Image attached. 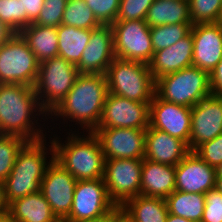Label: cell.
<instances>
[{"label": "cell", "mask_w": 222, "mask_h": 222, "mask_svg": "<svg viewBox=\"0 0 222 222\" xmlns=\"http://www.w3.org/2000/svg\"><path fill=\"white\" fill-rule=\"evenodd\" d=\"M107 94L108 86L105 74H79L69 93L48 115V119H51V122L48 121V125L53 123L48 126V128L51 127L48 131L52 130L57 133L56 129L59 128L60 131L62 130V134H65V131L73 132V130L74 132H79V130L80 132H93L100 122ZM56 121L60 122L59 125L55 123ZM53 129L55 130L53 131Z\"/></svg>", "instance_id": "obj_1"}, {"label": "cell", "mask_w": 222, "mask_h": 222, "mask_svg": "<svg viewBox=\"0 0 222 222\" xmlns=\"http://www.w3.org/2000/svg\"><path fill=\"white\" fill-rule=\"evenodd\" d=\"M47 121L48 114L41 108L34 87L0 84L1 135L19 136L28 142L38 141L49 137Z\"/></svg>", "instance_id": "obj_2"}, {"label": "cell", "mask_w": 222, "mask_h": 222, "mask_svg": "<svg viewBox=\"0 0 222 222\" xmlns=\"http://www.w3.org/2000/svg\"><path fill=\"white\" fill-rule=\"evenodd\" d=\"M49 133L55 160L77 181L103 178L105 159L100 141L93 132H65L66 136L61 132L59 136L56 132Z\"/></svg>", "instance_id": "obj_3"}, {"label": "cell", "mask_w": 222, "mask_h": 222, "mask_svg": "<svg viewBox=\"0 0 222 222\" xmlns=\"http://www.w3.org/2000/svg\"><path fill=\"white\" fill-rule=\"evenodd\" d=\"M54 159L55 150L50 137L27 142L18 152L12 171L3 181L6 204L40 192L41 181Z\"/></svg>", "instance_id": "obj_4"}, {"label": "cell", "mask_w": 222, "mask_h": 222, "mask_svg": "<svg viewBox=\"0 0 222 222\" xmlns=\"http://www.w3.org/2000/svg\"><path fill=\"white\" fill-rule=\"evenodd\" d=\"M108 92L141 103H151L155 81L149 65L114 58L106 71Z\"/></svg>", "instance_id": "obj_5"}, {"label": "cell", "mask_w": 222, "mask_h": 222, "mask_svg": "<svg viewBox=\"0 0 222 222\" xmlns=\"http://www.w3.org/2000/svg\"><path fill=\"white\" fill-rule=\"evenodd\" d=\"M155 94L164 101L191 108L211 94L209 74L193 65L183 68L157 79Z\"/></svg>", "instance_id": "obj_6"}, {"label": "cell", "mask_w": 222, "mask_h": 222, "mask_svg": "<svg viewBox=\"0 0 222 222\" xmlns=\"http://www.w3.org/2000/svg\"><path fill=\"white\" fill-rule=\"evenodd\" d=\"M78 75L77 67L59 56L39 63L34 91L48 115L69 93Z\"/></svg>", "instance_id": "obj_7"}, {"label": "cell", "mask_w": 222, "mask_h": 222, "mask_svg": "<svg viewBox=\"0 0 222 222\" xmlns=\"http://www.w3.org/2000/svg\"><path fill=\"white\" fill-rule=\"evenodd\" d=\"M38 70L36 56L19 33L0 46V84L34 87Z\"/></svg>", "instance_id": "obj_8"}, {"label": "cell", "mask_w": 222, "mask_h": 222, "mask_svg": "<svg viewBox=\"0 0 222 222\" xmlns=\"http://www.w3.org/2000/svg\"><path fill=\"white\" fill-rule=\"evenodd\" d=\"M116 58L149 64L154 50L145 20L115 21L112 25Z\"/></svg>", "instance_id": "obj_9"}, {"label": "cell", "mask_w": 222, "mask_h": 222, "mask_svg": "<svg viewBox=\"0 0 222 222\" xmlns=\"http://www.w3.org/2000/svg\"><path fill=\"white\" fill-rule=\"evenodd\" d=\"M142 163L137 159L105 160L103 180L116 206L140 195Z\"/></svg>", "instance_id": "obj_10"}, {"label": "cell", "mask_w": 222, "mask_h": 222, "mask_svg": "<svg viewBox=\"0 0 222 222\" xmlns=\"http://www.w3.org/2000/svg\"><path fill=\"white\" fill-rule=\"evenodd\" d=\"M103 178L77 181L69 215L62 222H80L101 217L115 208Z\"/></svg>", "instance_id": "obj_11"}, {"label": "cell", "mask_w": 222, "mask_h": 222, "mask_svg": "<svg viewBox=\"0 0 222 222\" xmlns=\"http://www.w3.org/2000/svg\"><path fill=\"white\" fill-rule=\"evenodd\" d=\"M104 159L143 160L145 154L146 129L96 128Z\"/></svg>", "instance_id": "obj_12"}, {"label": "cell", "mask_w": 222, "mask_h": 222, "mask_svg": "<svg viewBox=\"0 0 222 222\" xmlns=\"http://www.w3.org/2000/svg\"><path fill=\"white\" fill-rule=\"evenodd\" d=\"M77 180L55 159L41 181L40 192L50 205L52 213L62 222L70 213Z\"/></svg>", "instance_id": "obj_13"}, {"label": "cell", "mask_w": 222, "mask_h": 222, "mask_svg": "<svg viewBox=\"0 0 222 222\" xmlns=\"http://www.w3.org/2000/svg\"><path fill=\"white\" fill-rule=\"evenodd\" d=\"M149 105L108 92L97 128L147 129Z\"/></svg>", "instance_id": "obj_14"}, {"label": "cell", "mask_w": 222, "mask_h": 222, "mask_svg": "<svg viewBox=\"0 0 222 222\" xmlns=\"http://www.w3.org/2000/svg\"><path fill=\"white\" fill-rule=\"evenodd\" d=\"M191 108L167 102L154 94L149 105V127L184 141L190 149Z\"/></svg>", "instance_id": "obj_15"}, {"label": "cell", "mask_w": 222, "mask_h": 222, "mask_svg": "<svg viewBox=\"0 0 222 222\" xmlns=\"http://www.w3.org/2000/svg\"><path fill=\"white\" fill-rule=\"evenodd\" d=\"M190 151L222 134V95L210 94L191 107Z\"/></svg>", "instance_id": "obj_16"}, {"label": "cell", "mask_w": 222, "mask_h": 222, "mask_svg": "<svg viewBox=\"0 0 222 222\" xmlns=\"http://www.w3.org/2000/svg\"><path fill=\"white\" fill-rule=\"evenodd\" d=\"M114 58L112 26L100 25L91 29L89 43L76 67L79 74H106Z\"/></svg>", "instance_id": "obj_17"}, {"label": "cell", "mask_w": 222, "mask_h": 222, "mask_svg": "<svg viewBox=\"0 0 222 222\" xmlns=\"http://www.w3.org/2000/svg\"><path fill=\"white\" fill-rule=\"evenodd\" d=\"M215 187V168L208 165L193 151H190L175 166L176 191L205 194Z\"/></svg>", "instance_id": "obj_18"}, {"label": "cell", "mask_w": 222, "mask_h": 222, "mask_svg": "<svg viewBox=\"0 0 222 222\" xmlns=\"http://www.w3.org/2000/svg\"><path fill=\"white\" fill-rule=\"evenodd\" d=\"M192 65L209 75L222 59V28L217 23L193 24Z\"/></svg>", "instance_id": "obj_19"}, {"label": "cell", "mask_w": 222, "mask_h": 222, "mask_svg": "<svg viewBox=\"0 0 222 222\" xmlns=\"http://www.w3.org/2000/svg\"><path fill=\"white\" fill-rule=\"evenodd\" d=\"M189 152V146L184 141L159 129H146L145 159L176 166Z\"/></svg>", "instance_id": "obj_20"}, {"label": "cell", "mask_w": 222, "mask_h": 222, "mask_svg": "<svg viewBox=\"0 0 222 222\" xmlns=\"http://www.w3.org/2000/svg\"><path fill=\"white\" fill-rule=\"evenodd\" d=\"M193 50V37L190 32L171 47L155 51L148 64L154 81L192 66Z\"/></svg>", "instance_id": "obj_21"}, {"label": "cell", "mask_w": 222, "mask_h": 222, "mask_svg": "<svg viewBox=\"0 0 222 222\" xmlns=\"http://www.w3.org/2000/svg\"><path fill=\"white\" fill-rule=\"evenodd\" d=\"M175 191V166L143 159L140 195L166 199Z\"/></svg>", "instance_id": "obj_22"}, {"label": "cell", "mask_w": 222, "mask_h": 222, "mask_svg": "<svg viewBox=\"0 0 222 222\" xmlns=\"http://www.w3.org/2000/svg\"><path fill=\"white\" fill-rule=\"evenodd\" d=\"M7 213L19 222H60L41 192L10 202Z\"/></svg>", "instance_id": "obj_23"}, {"label": "cell", "mask_w": 222, "mask_h": 222, "mask_svg": "<svg viewBox=\"0 0 222 222\" xmlns=\"http://www.w3.org/2000/svg\"><path fill=\"white\" fill-rule=\"evenodd\" d=\"M19 34L27 42L39 63L58 56V34L56 27L31 23Z\"/></svg>", "instance_id": "obj_24"}, {"label": "cell", "mask_w": 222, "mask_h": 222, "mask_svg": "<svg viewBox=\"0 0 222 222\" xmlns=\"http://www.w3.org/2000/svg\"><path fill=\"white\" fill-rule=\"evenodd\" d=\"M121 208L133 222H166L169 213L166 199L142 195L128 199Z\"/></svg>", "instance_id": "obj_25"}, {"label": "cell", "mask_w": 222, "mask_h": 222, "mask_svg": "<svg viewBox=\"0 0 222 222\" xmlns=\"http://www.w3.org/2000/svg\"><path fill=\"white\" fill-rule=\"evenodd\" d=\"M147 25L154 26L192 23L188 0H154L145 19Z\"/></svg>", "instance_id": "obj_26"}, {"label": "cell", "mask_w": 222, "mask_h": 222, "mask_svg": "<svg viewBox=\"0 0 222 222\" xmlns=\"http://www.w3.org/2000/svg\"><path fill=\"white\" fill-rule=\"evenodd\" d=\"M57 34L58 56L76 66L89 43L91 30L61 24L57 27Z\"/></svg>", "instance_id": "obj_27"}, {"label": "cell", "mask_w": 222, "mask_h": 222, "mask_svg": "<svg viewBox=\"0 0 222 222\" xmlns=\"http://www.w3.org/2000/svg\"><path fill=\"white\" fill-rule=\"evenodd\" d=\"M168 212L194 222H201L205 199L204 194L174 191L166 198Z\"/></svg>", "instance_id": "obj_28"}, {"label": "cell", "mask_w": 222, "mask_h": 222, "mask_svg": "<svg viewBox=\"0 0 222 222\" xmlns=\"http://www.w3.org/2000/svg\"><path fill=\"white\" fill-rule=\"evenodd\" d=\"M61 24L89 30L101 25L85 0H67Z\"/></svg>", "instance_id": "obj_29"}, {"label": "cell", "mask_w": 222, "mask_h": 222, "mask_svg": "<svg viewBox=\"0 0 222 222\" xmlns=\"http://www.w3.org/2000/svg\"><path fill=\"white\" fill-rule=\"evenodd\" d=\"M192 25V23H178L151 27V43L154 52L176 44L191 32Z\"/></svg>", "instance_id": "obj_30"}, {"label": "cell", "mask_w": 222, "mask_h": 222, "mask_svg": "<svg viewBox=\"0 0 222 222\" xmlns=\"http://www.w3.org/2000/svg\"><path fill=\"white\" fill-rule=\"evenodd\" d=\"M27 142L19 136L0 134V181L10 174L18 152Z\"/></svg>", "instance_id": "obj_31"}, {"label": "cell", "mask_w": 222, "mask_h": 222, "mask_svg": "<svg viewBox=\"0 0 222 222\" xmlns=\"http://www.w3.org/2000/svg\"><path fill=\"white\" fill-rule=\"evenodd\" d=\"M192 24L216 23L222 0H188Z\"/></svg>", "instance_id": "obj_32"}, {"label": "cell", "mask_w": 222, "mask_h": 222, "mask_svg": "<svg viewBox=\"0 0 222 222\" xmlns=\"http://www.w3.org/2000/svg\"><path fill=\"white\" fill-rule=\"evenodd\" d=\"M0 20L19 33L27 26V16L22 12L21 0H0Z\"/></svg>", "instance_id": "obj_33"}, {"label": "cell", "mask_w": 222, "mask_h": 222, "mask_svg": "<svg viewBox=\"0 0 222 222\" xmlns=\"http://www.w3.org/2000/svg\"><path fill=\"white\" fill-rule=\"evenodd\" d=\"M67 0H44V5L38 18L33 22L41 26L59 27Z\"/></svg>", "instance_id": "obj_34"}, {"label": "cell", "mask_w": 222, "mask_h": 222, "mask_svg": "<svg viewBox=\"0 0 222 222\" xmlns=\"http://www.w3.org/2000/svg\"><path fill=\"white\" fill-rule=\"evenodd\" d=\"M154 0H120L116 21L145 20Z\"/></svg>", "instance_id": "obj_35"}, {"label": "cell", "mask_w": 222, "mask_h": 222, "mask_svg": "<svg viewBox=\"0 0 222 222\" xmlns=\"http://www.w3.org/2000/svg\"><path fill=\"white\" fill-rule=\"evenodd\" d=\"M101 25H112L116 21L120 0H85Z\"/></svg>", "instance_id": "obj_36"}, {"label": "cell", "mask_w": 222, "mask_h": 222, "mask_svg": "<svg viewBox=\"0 0 222 222\" xmlns=\"http://www.w3.org/2000/svg\"><path fill=\"white\" fill-rule=\"evenodd\" d=\"M211 167L216 168L222 163V134L199 145L194 151Z\"/></svg>", "instance_id": "obj_37"}, {"label": "cell", "mask_w": 222, "mask_h": 222, "mask_svg": "<svg viewBox=\"0 0 222 222\" xmlns=\"http://www.w3.org/2000/svg\"><path fill=\"white\" fill-rule=\"evenodd\" d=\"M205 206L201 222H222V194L215 188L204 194Z\"/></svg>", "instance_id": "obj_38"}, {"label": "cell", "mask_w": 222, "mask_h": 222, "mask_svg": "<svg viewBox=\"0 0 222 222\" xmlns=\"http://www.w3.org/2000/svg\"><path fill=\"white\" fill-rule=\"evenodd\" d=\"M22 12L27 16V26L33 23L43 8L44 0H21Z\"/></svg>", "instance_id": "obj_39"}, {"label": "cell", "mask_w": 222, "mask_h": 222, "mask_svg": "<svg viewBox=\"0 0 222 222\" xmlns=\"http://www.w3.org/2000/svg\"><path fill=\"white\" fill-rule=\"evenodd\" d=\"M210 89L215 95H222V59L210 73Z\"/></svg>", "instance_id": "obj_40"}, {"label": "cell", "mask_w": 222, "mask_h": 222, "mask_svg": "<svg viewBox=\"0 0 222 222\" xmlns=\"http://www.w3.org/2000/svg\"><path fill=\"white\" fill-rule=\"evenodd\" d=\"M122 210L121 206H116L113 208L111 211L106 213L105 215L95 218V219H90V220H84L80 222H114V219L116 215Z\"/></svg>", "instance_id": "obj_41"}, {"label": "cell", "mask_w": 222, "mask_h": 222, "mask_svg": "<svg viewBox=\"0 0 222 222\" xmlns=\"http://www.w3.org/2000/svg\"><path fill=\"white\" fill-rule=\"evenodd\" d=\"M16 33L0 20V46L5 44Z\"/></svg>", "instance_id": "obj_42"}, {"label": "cell", "mask_w": 222, "mask_h": 222, "mask_svg": "<svg viewBox=\"0 0 222 222\" xmlns=\"http://www.w3.org/2000/svg\"><path fill=\"white\" fill-rule=\"evenodd\" d=\"M0 211H7V204L4 200V189L2 181H0Z\"/></svg>", "instance_id": "obj_43"}, {"label": "cell", "mask_w": 222, "mask_h": 222, "mask_svg": "<svg viewBox=\"0 0 222 222\" xmlns=\"http://www.w3.org/2000/svg\"><path fill=\"white\" fill-rule=\"evenodd\" d=\"M166 222H194V221L168 213Z\"/></svg>", "instance_id": "obj_44"}, {"label": "cell", "mask_w": 222, "mask_h": 222, "mask_svg": "<svg viewBox=\"0 0 222 222\" xmlns=\"http://www.w3.org/2000/svg\"><path fill=\"white\" fill-rule=\"evenodd\" d=\"M114 222H133L122 210L116 215Z\"/></svg>", "instance_id": "obj_45"}, {"label": "cell", "mask_w": 222, "mask_h": 222, "mask_svg": "<svg viewBox=\"0 0 222 222\" xmlns=\"http://www.w3.org/2000/svg\"><path fill=\"white\" fill-rule=\"evenodd\" d=\"M0 222H19L13 217H11L8 213H6L1 219Z\"/></svg>", "instance_id": "obj_46"}, {"label": "cell", "mask_w": 222, "mask_h": 222, "mask_svg": "<svg viewBox=\"0 0 222 222\" xmlns=\"http://www.w3.org/2000/svg\"><path fill=\"white\" fill-rule=\"evenodd\" d=\"M215 188L222 194V177H216V187Z\"/></svg>", "instance_id": "obj_47"}, {"label": "cell", "mask_w": 222, "mask_h": 222, "mask_svg": "<svg viewBox=\"0 0 222 222\" xmlns=\"http://www.w3.org/2000/svg\"><path fill=\"white\" fill-rule=\"evenodd\" d=\"M216 177H222V163L215 168Z\"/></svg>", "instance_id": "obj_48"}, {"label": "cell", "mask_w": 222, "mask_h": 222, "mask_svg": "<svg viewBox=\"0 0 222 222\" xmlns=\"http://www.w3.org/2000/svg\"><path fill=\"white\" fill-rule=\"evenodd\" d=\"M216 23L222 28V8Z\"/></svg>", "instance_id": "obj_49"}, {"label": "cell", "mask_w": 222, "mask_h": 222, "mask_svg": "<svg viewBox=\"0 0 222 222\" xmlns=\"http://www.w3.org/2000/svg\"><path fill=\"white\" fill-rule=\"evenodd\" d=\"M7 213V211H0V219Z\"/></svg>", "instance_id": "obj_50"}]
</instances>
